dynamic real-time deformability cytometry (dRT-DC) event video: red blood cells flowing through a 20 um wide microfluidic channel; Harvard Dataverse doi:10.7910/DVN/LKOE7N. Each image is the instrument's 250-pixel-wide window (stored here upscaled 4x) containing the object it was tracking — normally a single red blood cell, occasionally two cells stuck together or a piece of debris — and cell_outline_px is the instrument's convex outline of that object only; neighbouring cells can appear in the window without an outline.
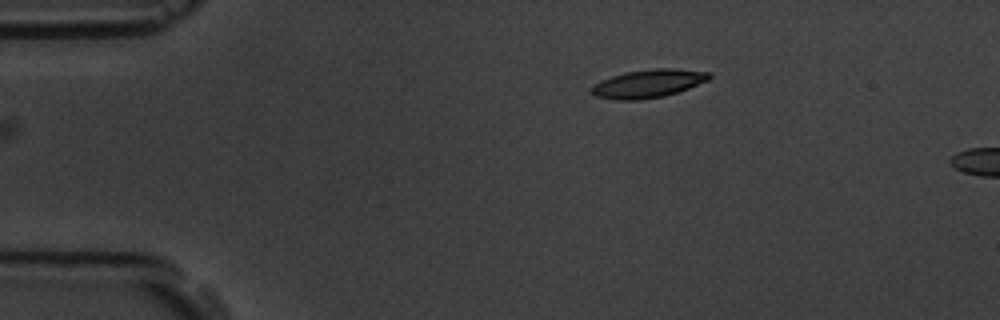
{"species": "common noctule bat (a hibernating species)", "species_latin": "Nyctalus noctula", "temperature_condition": "room temperature", "stored_images_in_passage": 5, "camera_frame_rate_fps": 3000, "um_per_image_px": 0.085, "animal": {"sex": "male", "body_mass_g": 19.5, "forearm_length_mm": 54.6}, "frame": {"image": 1, "passage_image": 1, "time_ms": 0.0, "image_size_px": [1000, 320], "cell_outline_px": [[712, 76], [708, 80], [688, 88], [664, 96], [640, 100], [616, 100], [596, 96], [592, 92], [592, 88], [596, 84], [612, 76], [628, 72], [652, 68], [672, 68], [712, 72]], "centroid_in_image_um": [55.16, 7.1], "position_along_channel_um": 29.8, "area_um2": 19.07}}